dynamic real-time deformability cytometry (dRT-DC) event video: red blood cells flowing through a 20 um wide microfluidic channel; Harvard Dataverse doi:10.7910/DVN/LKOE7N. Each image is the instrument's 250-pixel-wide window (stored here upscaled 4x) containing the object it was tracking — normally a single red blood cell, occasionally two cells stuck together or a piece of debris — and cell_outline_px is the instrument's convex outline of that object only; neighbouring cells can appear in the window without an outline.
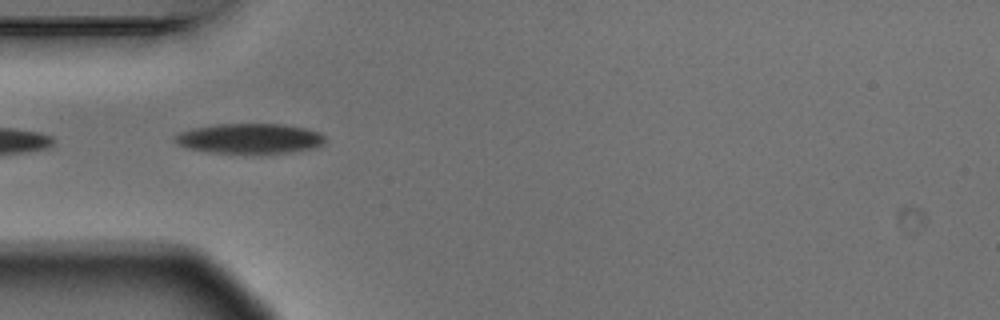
{"species": "Egyptian fruit bat (a non-hibernating species)", "species_latin": "Rousettus aegyptiacus", "temperature_condition": "warm", "stored_images_in_passage": 6, "camera_frame_rate_fps": 3000, "um_per_image_px": 0.085, "animal": {"sex": "male"}, "frame": {"image": 1, "passage_image": 5, "time_ms": 1.333, "image_size_px": [1000, 320], "cell_outline_px": [[324, 144], [316, 148], [260, 156], [256, 156], [212, 152], [188, 148], [180, 144], [172, 136], [180, 132], [192, 128], [216, 124], [280, 124], [304, 128], [320, 132], [324, 136]], "centroid_in_image_um": [21.25, 11.81], "position_along_channel_um": 63.7, "area_um2": 26.99}}
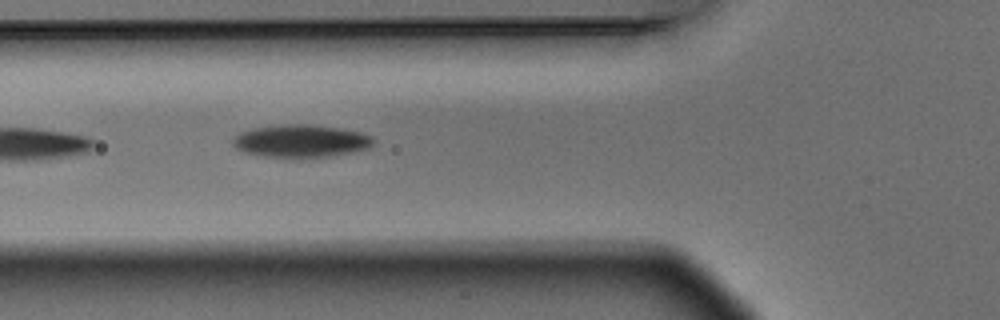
{"frame": {"image": 2, "passage_image": 6, "time_ms": 1.667, "image_size_px": [1000, 320], "cell_outline_px": [[376, 140], [368, 148], [352, 152], [328, 156], [264, 156], [244, 152], [236, 148], [232, 144], [232, 140], [240, 132], [252, 128], [284, 124], [312, 124], [340, 128], [364, 132], [372, 136]], "centroid_in_image_um": [25.61, 11.95], "position_along_channel_um": 100.2, "area_um2": 26.53}}